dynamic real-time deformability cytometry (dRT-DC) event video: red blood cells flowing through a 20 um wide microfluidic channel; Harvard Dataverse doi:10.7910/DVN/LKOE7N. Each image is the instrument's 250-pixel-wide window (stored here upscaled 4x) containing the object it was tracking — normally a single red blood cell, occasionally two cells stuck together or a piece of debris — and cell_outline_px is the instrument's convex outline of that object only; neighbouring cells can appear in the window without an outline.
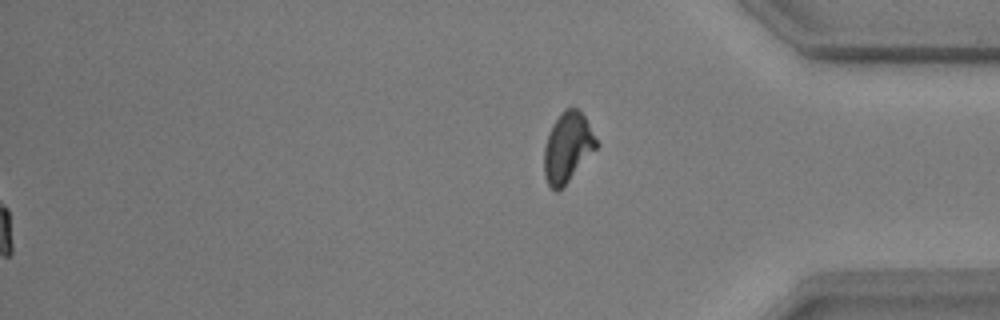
{"species": "common noctule bat (a hibernating species)", "species_latin": "Nyctalus noctula", "temperature_condition": "warm", "stored_images_in_passage": 39, "segment_of_instrument_passage": [2, 2], "camera_frame_rate_fps": 3000, "um_per_image_px": 0.085, "animal": {"sex": "male", "body_mass_g": 17.9, "forearm_length_mm": 54.2}, "frame": {"image": 1, "passage_image": 39, "time_ms": 12.667, "image_size_px": [1000, 320], "cell_outline_px": [[600, 144], [564, 188], [556, 192], [548, 184], [544, 176], [544, 148], [552, 124], [564, 108], [576, 108], [584, 116]], "centroid_in_image_um": [48.25, 12.56], "position_along_channel_um": 386.9, "area_um2": 21.44}}